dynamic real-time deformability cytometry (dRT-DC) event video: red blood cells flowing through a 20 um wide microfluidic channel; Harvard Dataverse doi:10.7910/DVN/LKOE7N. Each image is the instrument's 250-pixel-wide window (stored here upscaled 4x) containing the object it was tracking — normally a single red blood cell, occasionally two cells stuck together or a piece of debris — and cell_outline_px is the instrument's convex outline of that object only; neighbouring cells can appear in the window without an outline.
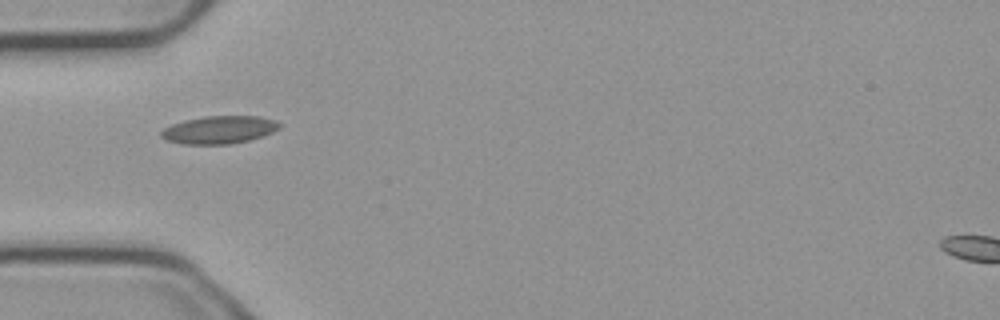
{"species": "common noctule bat (a hibernating species)", "species_latin": "Nyctalus noctula", "temperature_condition": "cold", "stored_images_in_passage": 38, "camera_frame_rate_fps": 3000, "um_per_image_px": 0.085, "animal": {"sex": "male", "body_mass_g": 23.1, "forearm_length_mm": 52.7}, "frame": {"image": 1, "passage_image": 1, "time_ms": 0.0, "image_size_px": [1000, 320], "cell_outline_px": [[280, 128], [264, 136], [248, 140], [228, 144], [184, 144], [164, 140], [160, 136], [160, 132], [164, 128], [172, 124], [184, 120], [204, 116], [260, 116], [272, 120], [280, 124]], "centroid_in_image_um": [18.59, 11.03], "position_along_channel_um": 66.4, "area_um2": 19.13}}
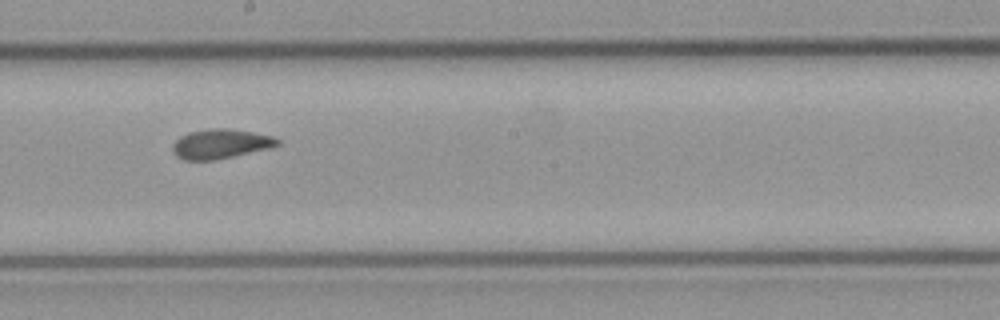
{"frame": {"image": 2, "passage_image": 14, "time_ms": 4.333, "image_size_px": [1000, 320], "cell_outline_px": [[280, 144], [268, 148], [232, 156], [212, 160], [184, 160], [176, 156], [172, 152], [172, 144], [180, 136], [188, 132], [212, 128], [228, 128], [252, 132], [272, 136], [280, 140]], "centroid_in_image_um": [18.7, 12.22], "position_along_channel_um": 229.5, "area_um2": 17.92}}
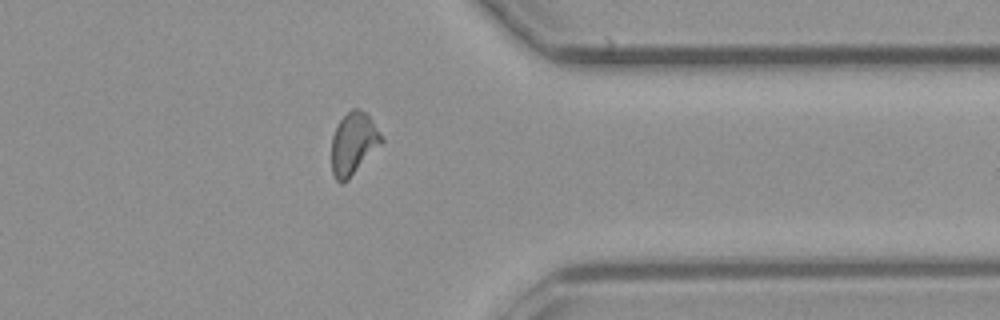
{"frame": {"image": 3, "passage_image": 27, "time_ms": 8.667, "image_size_px": [1000, 320], "cell_outline_px": [[384, 140], [348, 180], [340, 184], [336, 180], [332, 172], [332, 136], [340, 120], [352, 108], [360, 108], [368, 116], [384, 136]], "centroid_in_image_um": [30.04, 12.21], "position_along_channel_um": 381.4, "area_um2": 17.92}, "authors_computed_cell_mechanics": {"area_um2": 17.7446, "velocity_mm_per_s": 3.7448, "shape_relaxation_time_tau1_ms": 8.7524, "shape_relaxation_time_tau2_ms": 1.5935, "deformation_change_tau1": 0.1641, "deformation_change_tau2": 0.0569}}